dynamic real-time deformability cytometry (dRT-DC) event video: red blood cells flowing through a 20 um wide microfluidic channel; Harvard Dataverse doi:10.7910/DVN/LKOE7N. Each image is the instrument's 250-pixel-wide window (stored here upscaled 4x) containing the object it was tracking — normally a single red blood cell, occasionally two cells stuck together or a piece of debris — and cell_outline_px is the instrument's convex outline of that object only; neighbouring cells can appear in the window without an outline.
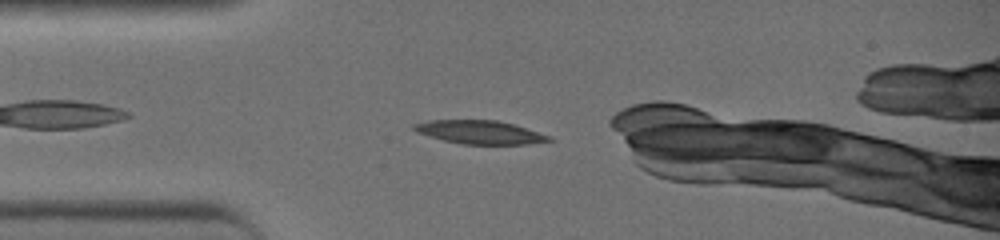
{"species": "common noctule bat (a hibernating species)", "species_latin": "Nyctalus noctula", "temperature_condition": "warm", "stored_images_in_passage": 27, "camera_frame_rate_fps": 3000, "um_per_image_px": 0.085, "animal": {"sex": "female", "body_mass_g": 19.0, "forearm_length_mm": 51.5}, "frame": {"image": 1, "passage_image": 2, "time_ms": 0.333, "image_size_px": [1000, 240], "cell_outline_px": [[556, 140], [528, 144], [460, 144], [428, 136], [416, 132], [412, 128], [412, 124], [428, 120], [496, 120], [512, 124], [552, 136]], "centroid_in_image_um": [40.78, 11.24], "position_along_channel_um": 44.2, "area_um2": 18.5}}
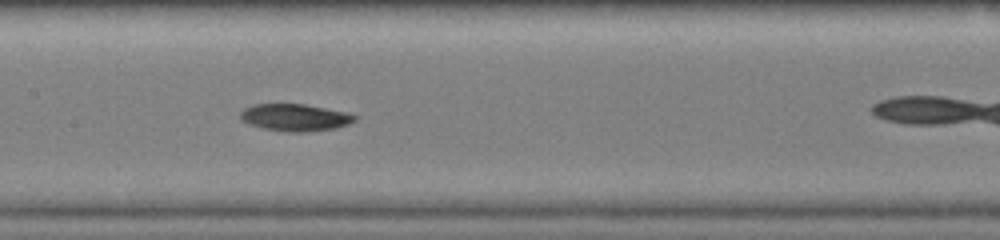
{"frame": {"image": 2, "passage_image": 12, "time_ms": 3.667, "image_size_px": [1000, 240], "cell_outline_px": [[360, 116], [356, 120], [348, 124], [336, 128], [308, 132], [288, 132], [264, 128], [248, 124], [240, 120], [240, 112], [244, 108], [252, 104], [304, 104], [348, 112]], "centroid_in_image_um": [25.1, 9.98], "position_along_channel_um": 182.3, "area_um2": 18.32}}
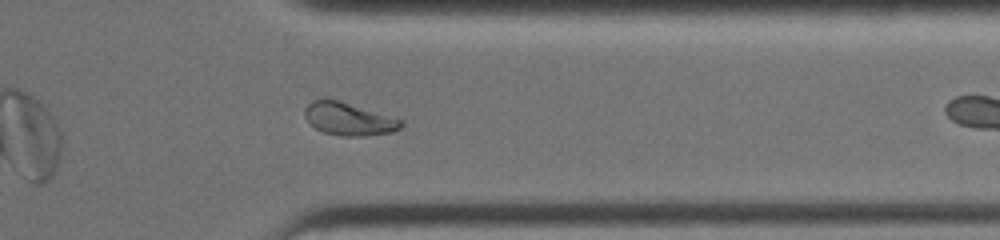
{"frame": {"image": 3, "passage_image": 25, "time_ms": 8.0, "image_size_px": [1000, 240], "cell_outline_px": [[404, 124], [400, 128], [392, 132], [364, 136], [340, 136], [324, 132], [316, 128], [304, 116], [304, 108], [312, 100], [340, 100], [404, 120]], "centroid_in_image_um": [29.67, 10.12], "position_along_channel_um": 381.7, "area_um2": 18.32}}